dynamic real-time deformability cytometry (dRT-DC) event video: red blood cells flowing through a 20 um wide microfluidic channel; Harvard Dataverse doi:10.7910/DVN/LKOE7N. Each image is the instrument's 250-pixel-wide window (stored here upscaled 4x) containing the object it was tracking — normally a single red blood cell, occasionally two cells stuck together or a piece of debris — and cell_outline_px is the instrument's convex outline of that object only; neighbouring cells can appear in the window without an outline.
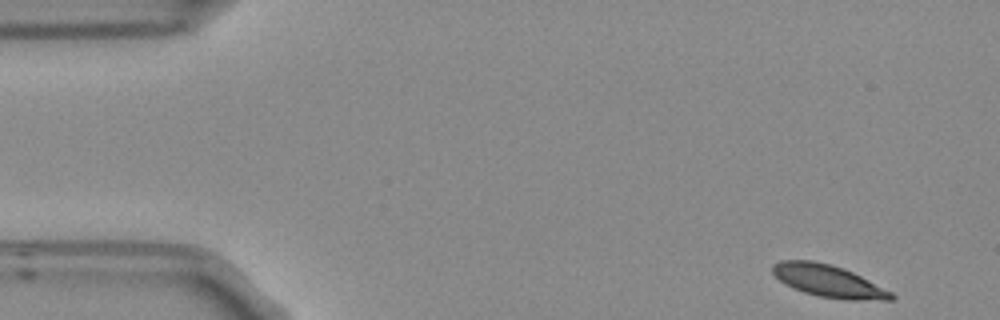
{"species": "Egyptian fruit bat (a non-hibernating species)", "species_latin": "Rousettus aegyptiacus", "temperature_condition": "room temperature", "stored_images_in_passage": 52, "camera_frame_rate_fps": 3000, "um_per_image_px": 0.085, "frame": {"image": 1, "passage_image": 1, "time_ms": 0.0, "image_size_px": [1000, 320], "cell_outline_px": [[896, 296], [892, 300], [848, 300], [816, 296], [792, 288], [784, 284], [772, 272], [772, 264], [780, 260], [812, 260], [832, 264], [844, 268], [892, 292]], "centroid_in_image_um": [70.39, 23.88], "position_along_channel_um": 14.6, "area_um2": 22.37}}
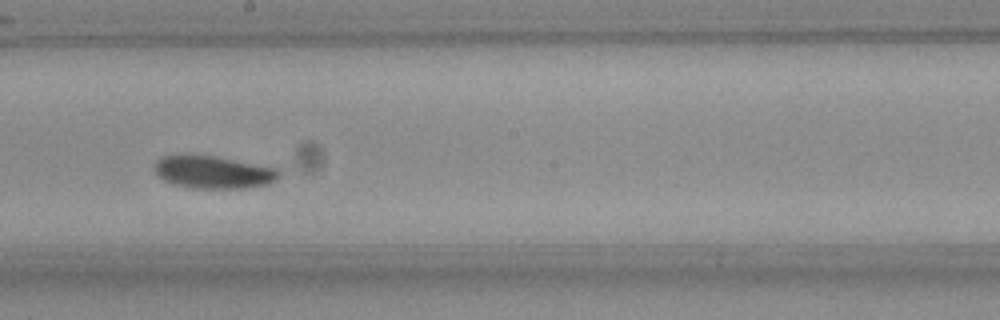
{"frame": {"image": 2, "passage_image": 27, "time_ms": 8.667, "image_size_px": [1000, 320], "cell_outline_px": [[280, 176], [276, 180], [268, 184], [244, 188], [192, 188], [172, 184], [164, 180], [156, 172], [156, 160], [164, 156], [216, 156], [280, 168]], "centroid_in_image_um": [18.21, 14.64], "position_along_channel_um": 230.0, "area_um2": 23.47}}
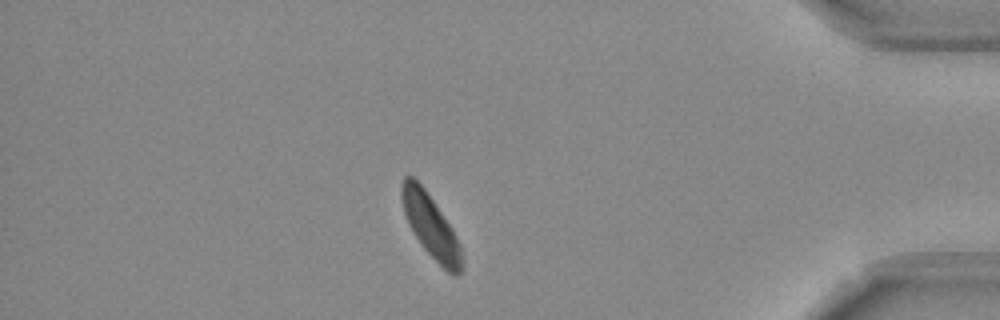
{"frame": {"image": 3, "passage_image": 44, "time_ms": 14.333, "image_size_px": [1000, 320], "cell_outline_px": [[464, 260], [460, 276], [452, 276], [420, 244], [412, 232], [408, 224], [404, 212], [400, 196], [400, 184], [404, 176], [412, 176], [424, 188], [452, 228], [460, 244]], "centroid_in_image_um": [36.61, 19.24], "position_along_channel_um": 398.6, "area_um2": 22.2}, "authors_computed_cell_mechanics": {"area_um2": 22.9755, "velocity_mm_per_s": 3.7024, "shape_relaxation_time_tau1_ms": 2.7176, "shape_relaxation_time_tau2_ms": null, "deformation_change_tau1": 0.0885, "deformation_change_tau2": null}}